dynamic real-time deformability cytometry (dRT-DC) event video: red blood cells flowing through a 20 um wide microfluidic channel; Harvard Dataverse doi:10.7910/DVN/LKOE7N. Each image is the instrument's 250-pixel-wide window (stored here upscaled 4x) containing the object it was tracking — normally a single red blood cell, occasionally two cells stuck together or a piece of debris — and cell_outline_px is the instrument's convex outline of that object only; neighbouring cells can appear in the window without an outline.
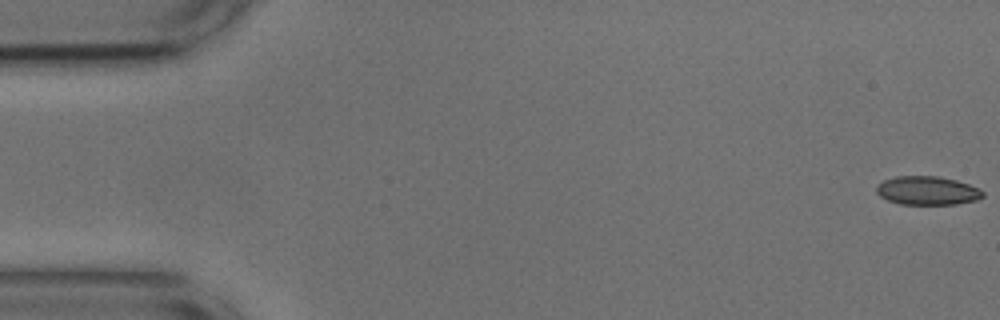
{"species": "common noctule bat (a hibernating species)", "species_latin": "Nyctalus noctula", "temperature_condition": "cold", "stored_images_in_passage": 55, "camera_frame_rate_fps": 3000, "um_per_image_px": 0.085, "animal": {"sex": "male", "body_mass_g": 17.9, "forearm_length_mm": 54.2}, "frame": {"image": 1, "passage_image": 1, "time_ms": 0.0, "image_size_px": [1000, 320], "cell_outline_px": [[984, 196], [976, 200], [956, 204], [900, 204], [888, 200], [880, 196], [876, 192], [876, 184], [884, 180], [896, 176], [940, 176], [956, 180], [980, 188], [984, 192]], "centroid_in_image_um": [78.82, 16.19], "position_along_channel_um": 6.2, "area_um2": 17.86}}
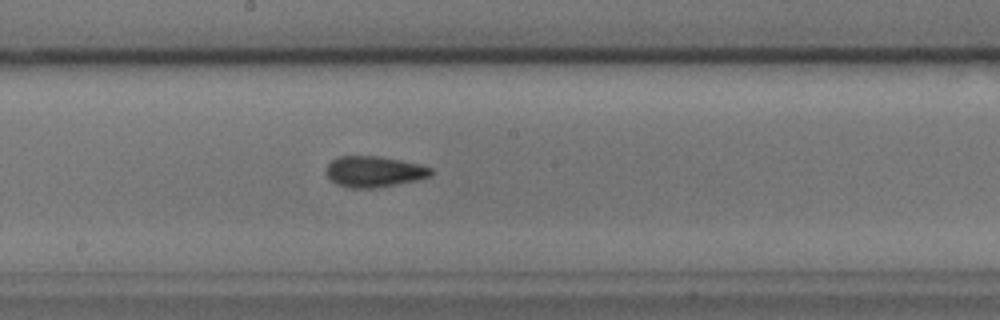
{"frame": {"image": 2, "passage_image": 29, "time_ms": 9.333, "image_size_px": [1000, 320], "cell_outline_px": [[436, 172], [432, 176], [416, 180], [376, 188], [348, 188], [336, 184], [328, 176], [328, 164], [336, 156], [380, 156], [420, 164], [432, 168]], "centroid_in_image_um": [31.84, 14.58], "position_along_channel_um": 216.4, "area_um2": 18.96}}
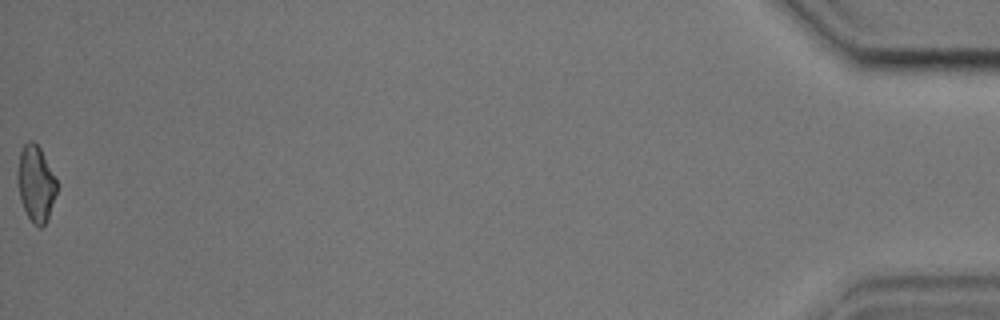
{"frame": {"image": 3, "passage_image": 55, "time_ms": 18.0, "image_size_px": [1000, 320], "cell_outline_px": [[60, 184], [48, 220], [40, 228], [32, 224], [20, 200], [16, 180], [16, 172], [20, 152], [24, 144], [28, 140], [32, 140], [40, 148]], "centroid_in_image_um": [3.06, 15.62], "position_along_channel_um": 432.1, "area_um2": 17.98}, "authors_computed_cell_mechanics": {"area_um2": 18.0914, "velocity_mm_per_s": 3.657, "shape_relaxation_time_tau1_ms": null, "shape_relaxation_time_tau2_ms": 2.2641, "deformation_change_tau1": null, "deformation_change_tau2": 0.0725}}